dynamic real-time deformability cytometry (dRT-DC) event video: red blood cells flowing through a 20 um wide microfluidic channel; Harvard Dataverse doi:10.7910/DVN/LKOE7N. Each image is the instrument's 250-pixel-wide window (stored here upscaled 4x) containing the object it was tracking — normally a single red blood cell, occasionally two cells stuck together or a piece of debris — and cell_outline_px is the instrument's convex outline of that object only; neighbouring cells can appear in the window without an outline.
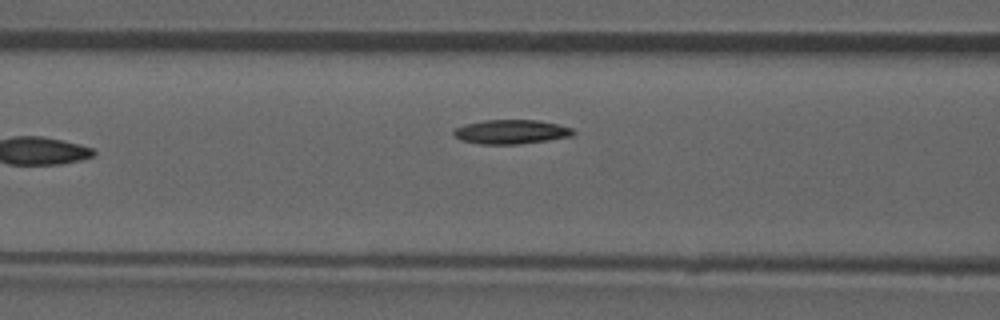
{"species": "common noctule bat (a hibernating species)", "species_latin": "Nyctalus noctula", "temperature_condition": "room temperature", "stored_images_in_passage": 8, "camera_frame_rate_fps": 3000, "um_per_image_px": 0.085, "animal": {"sex": "male", "forearm_length_mm": 52.5}, "frame": {"image": 1, "passage_image": 8, "time_ms": 9.0, "image_size_px": [1000, 320], "cell_outline_px": [[576, 132], [572, 136], [548, 140], [516, 144], [480, 144], [464, 140], [456, 136], [452, 132], [456, 128], [464, 124], [484, 120], [536, 120], [556, 124], [572, 128]], "centroid_in_image_um": [43.46, 11.2], "position_along_channel_um": 123.1, "area_um2": 16.65}}